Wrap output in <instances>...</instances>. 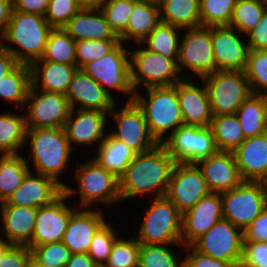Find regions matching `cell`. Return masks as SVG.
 I'll return each instance as SVG.
<instances>
[{
  "label": "cell",
  "mask_w": 267,
  "mask_h": 267,
  "mask_svg": "<svg viewBox=\"0 0 267 267\" xmlns=\"http://www.w3.org/2000/svg\"><path fill=\"white\" fill-rule=\"evenodd\" d=\"M221 198L223 218L244 230L267 206V182L243 181Z\"/></svg>",
  "instance_id": "obj_9"
},
{
  "label": "cell",
  "mask_w": 267,
  "mask_h": 267,
  "mask_svg": "<svg viewBox=\"0 0 267 267\" xmlns=\"http://www.w3.org/2000/svg\"><path fill=\"white\" fill-rule=\"evenodd\" d=\"M120 41L80 40L76 41V65L82 69L87 63L100 59L112 51Z\"/></svg>",
  "instance_id": "obj_48"
},
{
  "label": "cell",
  "mask_w": 267,
  "mask_h": 267,
  "mask_svg": "<svg viewBox=\"0 0 267 267\" xmlns=\"http://www.w3.org/2000/svg\"><path fill=\"white\" fill-rule=\"evenodd\" d=\"M176 161L158 144L154 149L136 154L119 178L121 201L145 194L153 198L165 196Z\"/></svg>",
  "instance_id": "obj_1"
},
{
  "label": "cell",
  "mask_w": 267,
  "mask_h": 267,
  "mask_svg": "<svg viewBox=\"0 0 267 267\" xmlns=\"http://www.w3.org/2000/svg\"><path fill=\"white\" fill-rule=\"evenodd\" d=\"M239 267H267V242H243Z\"/></svg>",
  "instance_id": "obj_50"
},
{
  "label": "cell",
  "mask_w": 267,
  "mask_h": 267,
  "mask_svg": "<svg viewBox=\"0 0 267 267\" xmlns=\"http://www.w3.org/2000/svg\"><path fill=\"white\" fill-rule=\"evenodd\" d=\"M196 164L202 171L210 192L224 193L244 181L232 152L218 151Z\"/></svg>",
  "instance_id": "obj_24"
},
{
  "label": "cell",
  "mask_w": 267,
  "mask_h": 267,
  "mask_svg": "<svg viewBox=\"0 0 267 267\" xmlns=\"http://www.w3.org/2000/svg\"><path fill=\"white\" fill-rule=\"evenodd\" d=\"M161 22L185 28L201 26L200 0H160Z\"/></svg>",
  "instance_id": "obj_32"
},
{
  "label": "cell",
  "mask_w": 267,
  "mask_h": 267,
  "mask_svg": "<svg viewBox=\"0 0 267 267\" xmlns=\"http://www.w3.org/2000/svg\"><path fill=\"white\" fill-rule=\"evenodd\" d=\"M243 242V230L222 218L191 246L206 256L226 262L241 263Z\"/></svg>",
  "instance_id": "obj_14"
},
{
  "label": "cell",
  "mask_w": 267,
  "mask_h": 267,
  "mask_svg": "<svg viewBox=\"0 0 267 267\" xmlns=\"http://www.w3.org/2000/svg\"><path fill=\"white\" fill-rule=\"evenodd\" d=\"M185 258H183V267H239L240 263L226 262L206 256L196 251L192 246H185Z\"/></svg>",
  "instance_id": "obj_51"
},
{
  "label": "cell",
  "mask_w": 267,
  "mask_h": 267,
  "mask_svg": "<svg viewBox=\"0 0 267 267\" xmlns=\"http://www.w3.org/2000/svg\"><path fill=\"white\" fill-rule=\"evenodd\" d=\"M27 143L35 173L49 176L64 187L67 183L61 181L60 175L69 168L73 152L64 127L27 128Z\"/></svg>",
  "instance_id": "obj_3"
},
{
  "label": "cell",
  "mask_w": 267,
  "mask_h": 267,
  "mask_svg": "<svg viewBox=\"0 0 267 267\" xmlns=\"http://www.w3.org/2000/svg\"><path fill=\"white\" fill-rule=\"evenodd\" d=\"M50 0H13V11L44 16Z\"/></svg>",
  "instance_id": "obj_55"
},
{
  "label": "cell",
  "mask_w": 267,
  "mask_h": 267,
  "mask_svg": "<svg viewBox=\"0 0 267 267\" xmlns=\"http://www.w3.org/2000/svg\"><path fill=\"white\" fill-rule=\"evenodd\" d=\"M12 245L0 236V258Z\"/></svg>",
  "instance_id": "obj_60"
},
{
  "label": "cell",
  "mask_w": 267,
  "mask_h": 267,
  "mask_svg": "<svg viewBox=\"0 0 267 267\" xmlns=\"http://www.w3.org/2000/svg\"><path fill=\"white\" fill-rule=\"evenodd\" d=\"M96 263L87 253H74L65 267H96Z\"/></svg>",
  "instance_id": "obj_58"
},
{
  "label": "cell",
  "mask_w": 267,
  "mask_h": 267,
  "mask_svg": "<svg viewBox=\"0 0 267 267\" xmlns=\"http://www.w3.org/2000/svg\"><path fill=\"white\" fill-rule=\"evenodd\" d=\"M79 10L75 0H50L44 18L52 28H63Z\"/></svg>",
  "instance_id": "obj_49"
},
{
  "label": "cell",
  "mask_w": 267,
  "mask_h": 267,
  "mask_svg": "<svg viewBox=\"0 0 267 267\" xmlns=\"http://www.w3.org/2000/svg\"><path fill=\"white\" fill-rule=\"evenodd\" d=\"M52 29L42 15L12 11L0 45L19 63L31 65L42 58Z\"/></svg>",
  "instance_id": "obj_2"
},
{
  "label": "cell",
  "mask_w": 267,
  "mask_h": 267,
  "mask_svg": "<svg viewBox=\"0 0 267 267\" xmlns=\"http://www.w3.org/2000/svg\"><path fill=\"white\" fill-rule=\"evenodd\" d=\"M160 22L158 4L138 0L134 4L126 31L119 37L120 42L131 40L133 44L142 43Z\"/></svg>",
  "instance_id": "obj_30"
},
{
  "label": "cell",
  "mask_w": 267,
  "mask_h": 267,
  "mask_svg": "<svg viewBox=\"0 0 267 267\" xmlns=\"http://www.w3.org/2000/svg\"><path fill=\"white\" fill-rule=\"evenodd\" d=\"M244 242H267V206L243 230Z\"/></svg>",
  "instance_id": "obj_53"
},
{
  "label": "cell",
  "mask_w": 267,
  "mask_h": 267,
  "mask_svg": "<svg viewBox=\"0 0 267 267\" xmlns=\"http://www.w3.org/2000/svg\"><path fill=\"white\" fill-rule=\"evenodd\" d=\"M138 0H103L100 9L117 37L127 29L134 4Z\"/></svg>",
  "instance_id": "obj_44"
},
{
  "label": "cell",
  "mask_w": 267,
  "mask_h": 267,
  "mask_svg": "<svg viewBox=\"0 0 267 267\" xmlns=\"http://www.w3.org/2000/svg\"><path fill=\"white\" fill-rule=\"evenodd\" d=\"M75 41L105 40L120 41L110 28L102 10L80 9L63 27Z\"/></svg>",
  "instance_id": "obj_28"
},
{
  "label": "cell",
  "mask_w": 267,
  "mask_h": 267,
  "mask_svg": "<svg viewBox=\"0 0 267 267\" xmlns=\"http://www.w3.org/2000/svg\"><path fill=\"white\" fill-rule=\"evenodd\" d=\"M96 267H106L105 265H96Z\"/></svg>",
  "instance_id": "obj_63"
},
{
  "label": "cell",
  "mask_w": 267,
  "mask_h": 267,
  "mask_svg": "<svg viewBox=\"0 0 267 267\" xmlns=\"http://www.w3.org/2000/svg\"><path fill=\"white\" fill-rule=\"evenodd\" d=\"M25 105L27 128L64 127L71 111L65 94L39 91L32 86Z\"/></svg>",
  "instance_id": "obj_15"
},
{
  "label": "cell",
  "mask_w": 267,
  "mask_h": 267,
  "mask_svg": "<svg viewBox=\"0 0 267 267\" xmlns=\"http://www.w3.org/2000/svg\"><path fill=\"white\" fill-rule=\"evenodd\" d=\"M151 202L135 238L147 245L182 244V213L166 196Z\"/></svg>",
  "instance_id": "obj_6"
},
{
  "label": "cell",
  "mask_w": 267,
  "mask_h": 267,
  "mask_svg": "<svg viewBox=\"0 0 267 267\" xmlns=\"http://www.w3.org/2000/svg\"><path fill=\"white\" fill-rule=\"evenodd\" d=\"M210 128L218 151L233 152L246 139L236 113L213 115Z\"/></svg>",
  "instance_id": "obj_37"
},
{
  "label": "cell",
  "mask_w": 267,
  "mask_h": 267,
  "mask_svg": "<svg viewBox=\"0 0 267 267\" xmlns=\"http://www.w3.org/2000/svg\"><path fill=\"white\" fill-rule=\"evenodd\" d=\"M43 61L76 65V41L63 28H53L48 36Z\"/></svg>",
  "instance_id": "obj_39"
},
{
  "label": "cell",
  "mask_w": 267,
  "mask_h": 267,
  "mask_svg": "<svg viewBox=\"0 0 267 267\" xmlns=\"http://www.w3.org/2000/svg\"><path fill=\"white\" fill-rule=\"evenodd\" d=\"M108 114L91 109H71L64 129L72 148L75 145H100L106 136Z\"/></svg>",
  "instance_id": "obj_21"
},
{
  "label": "cell",
  "mask_w": 267,
  "mask_h": 267,
  "mask_svg": "<svg viewBox=\"0 0 267 267\" xmlns=\"http://www.w3.org/2000/svg\"><path fill=\"white\" fill-rule=\"evenodd\" d=\"M12 11L13 0H0V40L5 33Z\"/></svg>",
  "instance_id": "obj_57"
},
{
  "label": "cell",
  "mask_w": 267,
  "mask_h": 267,
  "mask_svg": "<svg viewBox=\"0 0 267 267\" xmlns=\"http://www.w3.org/2000/svg\"><path fill=\"white\" fill-rule=\"evenodd\" d=\"M117 111L116 104L108 113L115 124V131L109 133L114 138L126 144L136 154H141L154 149L158 143L149 132L143 111L134 102H125ZM116 109V110H115ZM117 129V130H116Z\"/></svg>",
  "instance_id": "obj_13"
},
{
  "label": "cell",
  "mask_w": 267,
  "mask_h": 267,
  "mask_svg": "<svg viewBox=\"0 0 267 267\" xmlns=\"http://www.w3.org/2000/svg\"><path fill=\"white\" fill-rule=\"evenodd\" d=\"M64 193V187L55 179L29 171L22 184L0 205L40 208L49 205Z\"/></svg>",
  "instance_id": "obj_20"
},
{
  "label": "cell",
  "mask_w": 267,
  "mask_h": 267,
  "mask_svg": "<svg viewBox=\"0 0 267 267\" xmlns=\"http://www.w3.org/2000/svg\"><path fill=\"white\" fill-rule=\"evenodd\" d=\"M213 115L236 113L253 93L244 71H216L203 78Z\"/></svg>",
  "instance_id": "obj_10"
},
{
  "label": "cell",
  "mask_w": 267,
  "mask_h": 267,
  "mask_svg": "<svg viewBox=\"0 0 267 267\" xmlns=\"http://www.w3.org/2000/svg\"><path fill=\"white\" fill-rule=\"evenodd\" d=\"M94 159L99 165L120 178L136 153L126 144L106 133L104 140L97 146Z\"/></svg>",
  "instance_id": "obj_31"
},
{
  "label": "cell",
  "mask_w": 267,
  "mask_h": 267,
  "mask_svg": "<svg viewBox=\"0 0 267 267\" xmlns=\"http://www.w3.org/2000/svg\"><path fill=\"white\" fill-rule=\"evenodd\" d=\"M209 193L202 171L196 163L176 162L165 196L182 214Z\"/></svg>",
  "instance_id": "obj_16"
},
{
  "label": "cell",
  "mask_w": 267,
  "mask_h": 267,
  "mask_svg": "<svg viewBox=\"0 0 267 267\" xmlns=\"http://www.w3.org/2000/svg\"><path fill=\"white\" fill-rule=\"evenodd\" d=\"M244 137L267 132V95L252 94L236 111Z\"/></svg>",
  "instance_id": "obj_33"
},
{
  "label": "cell",
  "mask_w": 267,
  "mask_h": 267,
  "mask_svg": "<svg viewBox=\"0 0 267 267\" xmlns=\"http://www.w3.org/2000/svg\"><path fill=\"white\" fill-rule=\"evenodd\" d=\"M162 145L176 162L197 163L218 152L210 126L183 124Z\"/></svg>",
  "instance_id": "obj_12"
},
{
  "label": "cell",
  "mask_w": 267,
  "mask_h": 267,
  "mask_svg": "<svg viewBox=\"0 0 267 267\" xmlns=\"http://www.w3.org/2000/svg\"><path fill=\"white\" fill-rule=\"evenodd\" d=\"M18 64L17 59L0 45V80L9 74Z\"/></svg>",
  "instance_id": "obj_56"
},
{
  "label": "cell",
  "mask_w": 267,
  "mask_h": 267,
  "mask_svg": "<svg viewBox=\"0 0 267 267\" xmlns=\"http://www.w3.org/2000/svg\"><path fill=\"white\" fill-rule=\"evenodd\" d=\"M183 29L160 22L155 29L143 40L142 44L148 50L173 58L178 61L181 35Z\"/></svg>",
  "instance_id": "obj_38"
},
{
  "label": "cell",
  "mask_w": 267,
  "mask_h": 267,
  "mask_svg": "<svg viewBox=\"0 0 267 267\" xmlns=\"http://www.w3.org/2000/svg\"><path fill=\"white\" fill-rule=\"evenodd\" d=\"M185 33L180 40L179 56L177 61L178 70L183 78L200 79L216 72V62L211 42V27L199 26L185 28ZM190 71L184 77V71ZM183 73V75H182ZM193 73V75H192Z\"/></svg>",
  "instance_id": "obj_11"
},
{
  "label": "cell",
  "mask_w": 267,
  "mask_h": 267,
  "mask_svg": "<svg viewBox=\"0 0 267 267\" xmlns=\"http://www.w3.org/2000/svg\"><path fill=\"white\" fill-rule=\"evenodd\" d=\"M32 259L42 267H65L72 252L62 242H53L30 248Z\"/></svg>",
  "instance_id": "obj_46"
},
{
  "label": "cell",
  "mask_w": 267,
  "mask_h": 267,
  "mask_svg": "<svg viewBox=\"0 0 267 267\" xmlns=\"http://www.w3.org/2000/svg\"><path fill=\"white\" fill-rule=\"evenodd\" d=\"M27 161L21 153L0 155V203L8 199L31 171Z\"/></svg>",
  "instance_id": "obj_36"
},
{
  "label": "cell",
  "mask_w": 267,
  "mask_h": 267,
  "mask_svg": "<svg viewBox=\"0 0 267 267\" xmlns=\"http://www.w3.org/2000/svg\"><path fill=\"white\" fill-rule=\"evenodd\" d=\"M37 212L34 207L0 205V236L11 245L30 248Z\"/></svg>",
  "instance_id": "obj_27"
},
{
  "label": "cell",
  "mask_w": 267,
  "mask_h": 267,
  "mask_svg": "<svg viewBox=\"0 0 267 267\" xmlns=\"http://www.w3.org/2000/svg\"><path fill=\"white\" fill-rule=\"evenodd\" d=\"M245 75L255 95H267V50H249Z\"/></svg>",
  "instance_id": "obj_42"
},
{
  "label": "cell",
  "mask_w": 267,
  "mask_h": 267,
  "mask_svg": "<svg viewBox=\"0 0 267 267\" xmlns=\"http://www.w3.org/2000/svg\"><path fill=\"white\" fill-rule=\"evenodd\" d=\"M29 267H42V266L38 265V264L32 259L31 262H30Z\"/></svg>",
  "instance_id": "obj_61"
},
{
  "label": "cell",
  "mask_w": 267,
  "mask_h": 267,
  "mask_svg": "<svg viewBox=\"0 0 267 267\" xmlns=\"http://www.w3.org/2000/svg\"><path fill=\"white\" fill-rule=\"evenodd\" d=\"M243 38L245 37L233 27H211V42L216 71L245 70L250 49L248 41Z\"/></svg>",
  "instance_id": "obj_17"
},
{
  "label": "cell",
  "mask_w": 267,
  "mask_h": 267,
  "mask_svg": "<svg viewBox=\"0 0 267 267\" xmlns=\"http://www.w3.org/2000/svg\"><path fill=\"white\" fill-rule=\"evenodd\" d=\"M139 250L140 243L134 236L126 240L122 237H118L113 244L105 266L138 267Z\"/></svg>",
  "instance_id": "obj_45"
},
{
  "label": "cell",
  "mask_w": 267,
  "mask_h": 267,
  "mask_svg": "<svg viewBox=\"0 0 267 267\" xmlns=\"http://www.w3.org/2000/svg\"><path fill=\"white\" fill-rule=\"evenodd\" d=\"M183 244L147 245L140 244L138 267H183V259L174 255L169 246Z\"/></svg>",
  "instance_id": "obj_41"
},
{
  "label": "cell",
  "mask_w": 267,
  "mask_h": 267,
  "mask_svg": "<svg viewBox=\"0 0 267 267\" xmlns=\"http://www.w3.org/2000/svg\"><path fill=\"white\" fill-rule=\"evenodd\" d=\"M31 81L34 89L65 94L68 92L77 65L54 63L39 59L31 65Z\"/></svg>",
  "instance_id": "obj_29"
},
{
  "label": "cell",
  "mask_w": 267,
  "mask_h": 267,
  "mask_svg": "<svg viewBox=\"0 0 267 267\" xmlns=\"http://www.w3.org/2000/svg\"><path fill=\"white\" fill-rule=\"evenodd\" d=\"M102 209L77 208L71 216L62 242L74 253H87L95 233L107 221Z\"/></svg>",
  "instance_id": "obj_25"
},
{
  "label": "cell",
  "mask_w": 267,
  "mask_h": 267,
  "mask_svg": "<svg viewBox=\"0 0 267 267\" xmlns=\"http://www.w3.org/2000/svg\"><path fill=\"white\" fill-rule=\"evenodd\" d=\"M103 0H75L80 9H99Z\"/></svg>",
  "instance_id": "obj_59"
},
{
  "label": "cell",
  "mask_w": 267,
  "mask_h": 267,
  "mask_svg": "<svg viewBox=\"0 0 267 267\" xmlns=\"http://www.w3.org/2000/svg\"><path fill=\"white\" fill-rule=\"evenodd\" d=\"M140 1H147V2H153V3H159L160 0H140Z\"/></svg>",
  "instance_id": "obj_62"
},
{
  "label": "cell",
  "mask_w": 267,
  "mask_h": 267,
  "mask_svg": "<svg viewBox=\"0 0 267 267\" xmlns=\"http://www.w3.org/2000/svg\"><path fill=\"white\" fill-rule=\"evenodd\" d=\"M222 218L221 193L210 192L182 214L183 246H191Z\"/></svg>",
  "instance_id": "obj_19"
},
{
  "label": "cell",
  "mask_w": 267,
  "mask_h": 267,
  "mask_svg": "<svg viewBox=\"0 0 267 267\" xmlns=\"http://www.w3.org/2000/svg\"><path fill=\"white\" fill-rule=\"evenodd\" d=\"M66 97L71 109H91L108 114L116 104L102 86L82 69L74 73Z\"/></svg>",
  "instance_id": "obj_23"
},
{
  "label": "cell",
  "mask_w": 267,
  "mask_h": 267,
  "mask_svg": "<svg viewBox=\"0 0 267 267\" xmlns=\"http://www.w3.org/2000/svg\"><path fill=\"white\" fill-rule=\"evenodd\" d=\"M130 50L120 42L112 51L100 59L87 63L82 70L93 78L116 101L110 93L117 91L129 96L126 102L134 99L135 91L131 84Z\"/></svg>",
  "instance_id": "obj_8"
},
{
  "label": "cell",
  "mask_w": 267,
  "mask_h": 267,
  "mask_svg": "<svg viewBox=\"0 0 267 267\" xmlns=\"http://www.w3.org/2000/svg\"><path fill=\"white\" fill-rule=\"evenodd\" d=\"M63 193L53 203L38 208L30 248L63 240L68 222L78 207H69Z\"/></svg>",
  "instance_id": "obj_18"
},
{
  "label": "cell",
  "mask_w": 267,
  "mask_h": 267,
  "mask_svg": "<svg viewBox=\"0 0 267 267\" xmlns=\"http://www.w3.org/2000/svg\"><path fill=\"white\" fill-rule=\"evenodd\" d=\"M86 161L78 165L74 173L77 189L69 184L64 186V194L67 198L78 193L80 198L78 208H90L93 205L97 207L100 203L109 206L116 202H122L119 178L94 159L89 158Z\"/></svg>",
  "instance_id": "obj_5"
},
{
  "label": "cell",
  "mask_w": 267,
  "mask_h": 267,
  "mask_svg": "<svg viewBox=\"0 0 267 267\" xmlns=\"http://www.w3.org/2000/svg\"><path fill=\"white\" fill-rule=\"evenodd\" d=\"M18 112L7 111L0 114V154H19L25 146L26 119Z\"/></svg>",
  "instance_id": "obj_35"
},
{
  "label": "cell",
  "mask_w": 267,
  "mask_h": 267,
  "mask_svg": "<svg viewBox=\"0 0 267 267\" xmlns=\"http://www.w3.org/2000/svg\"><path fill=\"white\" fill-rule=\"evenodd\" d=\"M115 228L107 221L95 233L87 254L97 265H105L108 261L115 240L119 237Z\"/></svg>",
  "instance_id": "obj_47"
},
{
  "label": "cell",
  "mask_w": 267,
  "mask_h": 267,
  "mask_svg": "<svg viewBox=\"0 0 267 267\" xmlns=\"http://www.w3.org/2000/svg\"><path fill=\"white\" fill-rule=\"evenodd\" d=\"M266 9V0H237L229 26L247 35L259 24Z\"/></svg>",
  "instance_id": "obj_40"
},
{
  "label": "cell",
  "mask_w": 267,
  "mask_h": 267,
  "mask_svg": "<svg viewBox=\"0 0 267 267\" xmlns=\"http://www.w3.org/2000/svg\"><path fill=\"white\" fill-rule=\"evenodd\" d=\"M250 50H267V9L259 24L246 35Z\"/></svg>",
  "instance_id": "obj_54"
},
{
  "label": "cell",
  "mask_w": 267,
  "mask_h": 267,
  "mask_svg": "<svg viewBox=\"0 0 267 267\" xmlns=\"http://www.w3.org/2000/svg\"><path fill=\"white\" fill-rule=\"evenodd\" d=\"M237 0H200L201 26H229Z\"/></svg>",
  "instance_id": "obj_43"
},
{
  "label": "cell",
  "mask_w": 267,
  "mask_h": 267,
  "mask_svg": "<svg viewBox=\"0 0 267 267\" xmlns=\"http://www.w3.org/2000/svg\"><path fill=\"white\" fill-rule=\"evenodd\" d=\"M32 251L28 246L12 245L0 258V267H29Z\"/></svg>",
  "instance_id": "obj_52"
},
{
  "label": "cell",
  "mask_w": 267,
  "mask_h": 267,
  "mask_svg": "<svg viewBox=\"0 0 267 267\" xmlns=\"http://www.w3.org/2000/svg\"><path fill=\"white\" fill-rule=\"evenodd\" d=\"M135 45L137 49L129 51L131 84L135 92L142 85L145 86L144 88L171 86L183 78L173 58L150 51L143 47L142 43Z\"/></svg>",
  "instance_id": "obj_7"
},
{
  "label": "cell",
  "mask_w": 267,
  "mask_h": 267,
  "mask_svg": "<svg viewBox=\"0 0 267 267\" xmlns=\"http://www.w3.org/2000/svg\"><path fill=\"white\" fill-rule=\"evenodd\" d=\"M31 86V66L19 63L0 80V97L9 104H14L20 112L26 107L25 102Z\"/></svg>",
  "instance_id": "obj_34"
},
{
  "label": "cell",
  "mask_w": 267,
  "mask_h": 267,
  "mask_svg": "<svg viewBox=\"0 0 267 267\" xmlns=\"http://www.w3.org/2000/svg\"><path fill=\"white\" fill-rule=\"evenodd\" d=\"M192 78H182L177 83V96L185 125L208 127L213 114L209 96L203 80L202 86L194 84Z\"/></svg>",
  "instance_id": "obj_22"
},
{
  "label": "cell",
  "mask_w": 267,
  "mask_h": 267,
  "mask_svg": "<svg viewBox=\"0 0 267 267\" xmlns=\"http://www.w3.org/2000/svg\"><path fill=\"white\" fill-rule=\"evenodd\" d=\"M232 153L244 181L267 182V132L246 138Z\"/></svg>",
  "instance_id": "obj_26"
},
{
  "label": "cell",
  "mask_w": 267,
  "mask_h": 267,
  "mask_svg": "<svg viewBox=\"0 0 267 267\" xmlns=\"http://www.w3.org/2000/svg\"><path fill=\"white\" fill-rule=\"evenodd\" d=\"M145 89L147 90V97L138 90L135 92L133 101L143 111L152 137L158 144H162L184 124L178 102L177 84Z\"/></svg>",
  "instance_id": "obj_4"
}]
</instances>
